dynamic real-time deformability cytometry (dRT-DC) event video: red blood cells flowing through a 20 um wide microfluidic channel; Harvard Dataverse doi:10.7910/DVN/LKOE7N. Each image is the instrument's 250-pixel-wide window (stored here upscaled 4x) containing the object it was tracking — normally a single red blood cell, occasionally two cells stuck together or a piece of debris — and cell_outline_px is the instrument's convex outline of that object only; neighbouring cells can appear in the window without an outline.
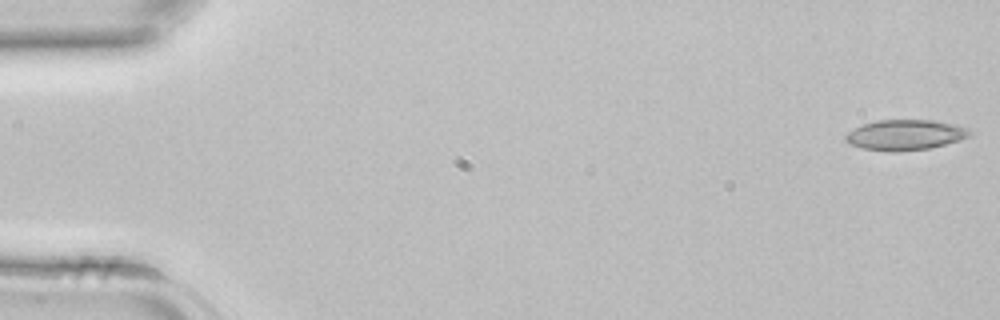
{"species": "common noctule bat (a hibernating species)", "species_latin": "Nyctalus noctula", "temperature_condition": "room temperature", "stored_images_in_passage": 42, "camera_frame_rate_fps": 3000, "um_per_image_px": 0.085, "animal": {"sex": "female", "body_mass_g": 22.7, "forearm_length_mm": 54.2}, "frame": {"image": 1, "passage_image": 1, "time_ms": 0.0, "image_size_px": [1000, 320], "cell_outline_px": [[972, 132], [968, 136], [960, 140], [928, 148], [900, 152], [888, 152], [860, 148], [848, 144], [844, 140], [844, 136], [848, 132], [864, 124], [876, 120], [936, 120], [956, 124], [968, 128]], "centroid_in_image_um": [76.92, 11.47], "position_along_channel_um": 8.1, "area_um2": 22.2}}
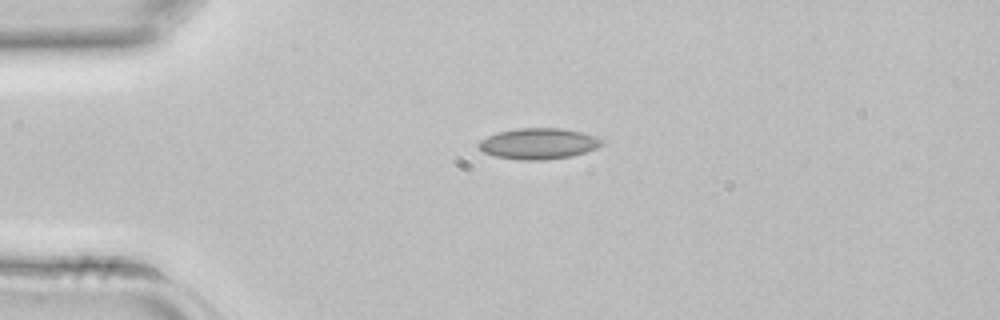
{"frame": {"image": 2, "passage_image": 10, "time_ms": 3.0, "image_size_px": [1000, 320], "cell_outline_px": [[604, 144], [596, 148], [572, 156], [544, 160], [520, 160], [496, 156], [484, 152], [476, 144], [480, 140], [496, 132], [516, 128], [564, 128], [596, 136], [604, 140]], "centroid_in_image_um": [45.78, 12.2], "position_along_channel_um": 39.2, "area_um2": 22.31}}
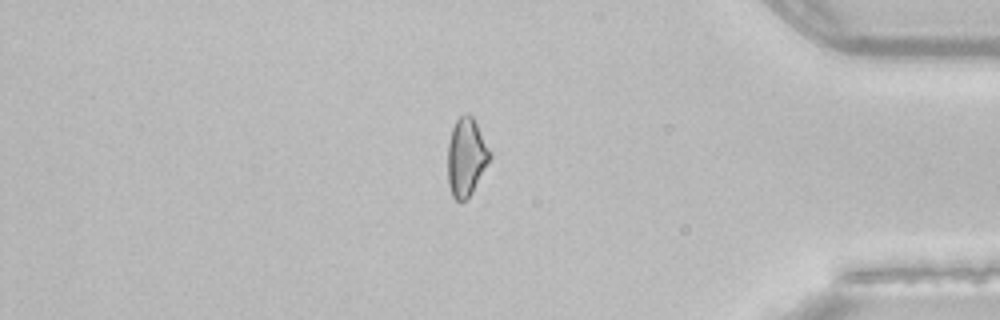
{"frame": {"image": 3, "passage_image": 36, "time_ms": 11.667, "image_size_px": [1000, 320], "cell_outline_px": [[492, 156], [472, 192], [464, 200], [456, 200], [452, 196], [448, 184], [448, 144], [452, 128], [456, 120], [464, 112], [468, 112], [472, 116], [492, 152]], "centroid_in_image_um": [39.63, 13.31], "position_along_channel_um": 395.6, "area_um2": 19.13}}